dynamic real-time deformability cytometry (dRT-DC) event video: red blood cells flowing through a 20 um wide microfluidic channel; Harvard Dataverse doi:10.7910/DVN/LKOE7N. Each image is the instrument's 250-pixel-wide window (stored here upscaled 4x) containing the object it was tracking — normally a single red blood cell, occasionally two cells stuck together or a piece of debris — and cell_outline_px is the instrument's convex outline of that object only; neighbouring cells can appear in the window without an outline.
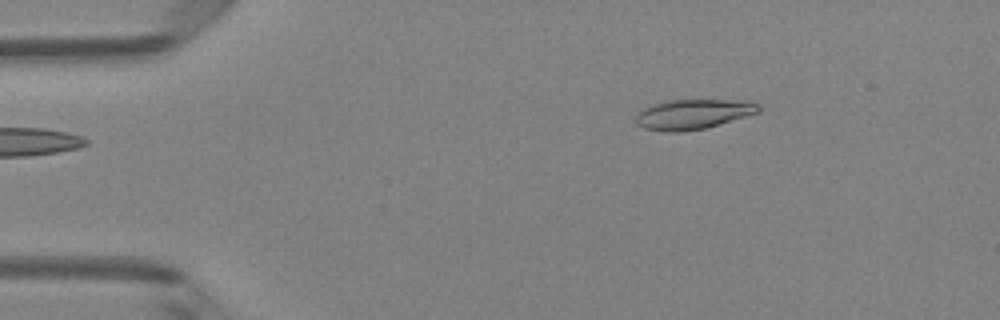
{"species": "Egyptian fruit bat (a non-hibernating species)", "species_latin": "Rousettus aegyptiacus", "temperature_condition": "room temperature", "stored_images_in_passage": 2, "camera_frame_rate_fps": 3000, "um_per_image_px": 0.085, "animal": {"sex": "female"}, "frame": {"image": 1, "passage_image": 2, "time_ms": 0.333, "image_size_px": [1000, 320], "cell_outline_px": [[760, 112], [704, 128], [676, 132], [668, 132], [644, 128], [636, 124], [636, 116], [644, 108], [652, 104], [668, 100], [752, 100], [760, 104]], "centroid_in_image_um": [58.94, 9.69], "position_along_channel_um": 26.1, "area_um2": 21.33}}